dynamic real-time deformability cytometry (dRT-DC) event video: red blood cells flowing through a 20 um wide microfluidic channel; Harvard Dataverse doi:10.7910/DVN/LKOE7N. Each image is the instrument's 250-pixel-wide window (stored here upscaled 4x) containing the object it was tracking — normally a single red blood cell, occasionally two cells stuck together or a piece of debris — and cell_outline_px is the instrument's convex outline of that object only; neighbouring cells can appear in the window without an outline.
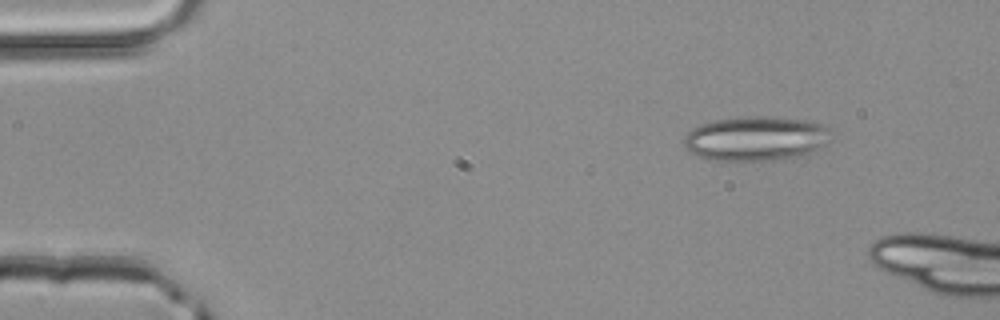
{"species": "common noctule bat (a hibernating species)", "species_latin": "Nyctalus noctula", "temperature_condition": "room temperature", "stored_images_in_passage": 2, "camera_frame_rate_fps": 3000, "um_per_image_px": 0.085, "animal": {"sex": "male", "body_mass_g": 20.4}, "frame": {"image": 1, "passage_image": 1, "time_ms": 0.0, "image_size_px": [1000, 320], "cell_outline_px": [[828, 128], [824, 144], [816, 152], [804, 156], [772, 160], [708, 160], [696, 156], [688, 152], [684, 148], [684, 136], [692, 128], [700, 124], [712, 120], [748, 116], [772, 116], [804, 120], [820, 124]], "centroid_in_image_um": [64.17, 11.78], "position_along_channel_um": 20.8, "area_um2": 38.32}}